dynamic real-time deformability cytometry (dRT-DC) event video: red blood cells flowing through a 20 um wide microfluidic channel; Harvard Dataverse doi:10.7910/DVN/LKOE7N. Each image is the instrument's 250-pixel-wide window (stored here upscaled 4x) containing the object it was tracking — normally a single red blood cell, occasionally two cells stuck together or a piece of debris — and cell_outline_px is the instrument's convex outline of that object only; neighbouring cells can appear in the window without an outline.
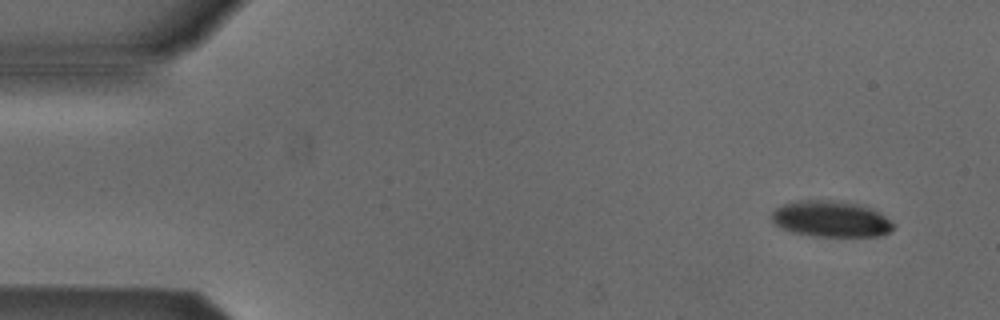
{"species": "Egyptian fruit bat (a non-hibernating species)", "species_latin": "Rousettus aegyptiacus", "temperature_condition": "cold", "stored_images_in_passage": 4, "camera_frame_rate_fps": 3000, "um_per_image_px": 0.085, "animal": {"sex": "male"}, "frame": {"image": 1, "passage_image": 1, "time_ms": 0.0, "image_size_px": [1000, 320], "cell_outline_px": [[896, 224], [888, 232], [880, 236], [812, 236], [792, 232], [780, 228], [772, 220], [772, 212], [776, 208], [784, 204], [800, 200], [832, 200], [856, 204], [872, 208], [880, 212]], "centroid_in_image_um": [70.64, 18.61], "position_along_channel_um": 14.4, "area_um2": 25.61}}
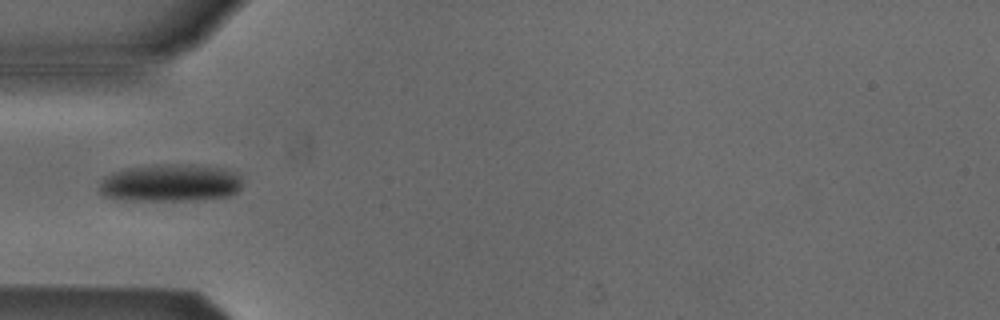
{"frame": {"image": 2, "passage_image": 4, "time_ms": 4.333, "image_size_px": [1000, 320], "cell_outline_px": [[240, 188], [236, 192], [228, 196], [204, 200], [120, 200], [104, 196], [100, 192], [100, 184], [104, 176], [112, 172], [128, 168], [156, 164], [192, 164], [224, 168], [236, 172], [240, 176]], "centroid_in_image_um": [14.48, 15.54], "position_along_channel_um": 70.5, "area_um2": 31.62}}